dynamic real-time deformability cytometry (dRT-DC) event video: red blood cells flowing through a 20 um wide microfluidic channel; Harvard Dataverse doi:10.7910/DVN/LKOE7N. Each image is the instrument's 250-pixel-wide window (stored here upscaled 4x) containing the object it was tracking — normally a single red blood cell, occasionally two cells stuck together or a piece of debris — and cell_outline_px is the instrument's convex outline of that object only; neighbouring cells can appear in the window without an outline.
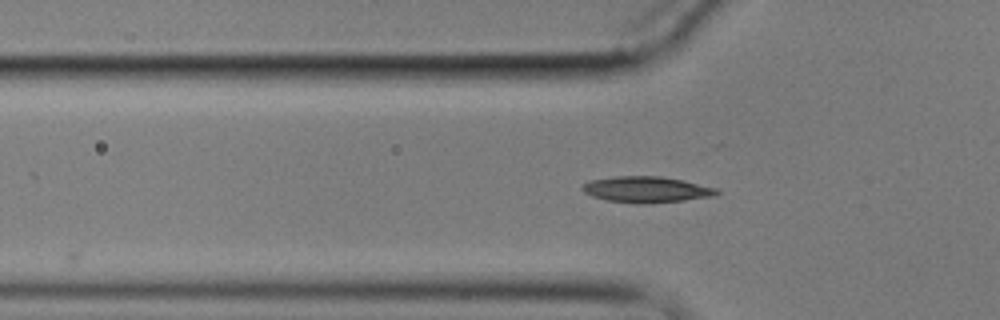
{"species": "common noctule bat (a hibernating species)", "species_latin": "Nyctalus noctula", "temperature_condition": "cold", "stored_images_in_passage": 6, "camera_frame_rate_fps": 3000, "um_per_image_px": 0.085, "animal": {"sex": "male", "body_mass_g": 17.9}, "frame": {"image": 1, "passage_image": 6, "time_ms": 6.0, "image_size_px": [1000, 320], "cell_outline_px": [[720, 192], [716, 196], [684, 200], [644, 204], [640, 204], [608, 200], [592, 196], [584, 192], [580, 188], [584, 184], [592, 180], [616, 176], [660, 176], [680, 180], [716, 188]], "centroid_in_image_um": [54.95, 16.11], "position_along_channel_um": 70.9, "area_um2": 20.17}}